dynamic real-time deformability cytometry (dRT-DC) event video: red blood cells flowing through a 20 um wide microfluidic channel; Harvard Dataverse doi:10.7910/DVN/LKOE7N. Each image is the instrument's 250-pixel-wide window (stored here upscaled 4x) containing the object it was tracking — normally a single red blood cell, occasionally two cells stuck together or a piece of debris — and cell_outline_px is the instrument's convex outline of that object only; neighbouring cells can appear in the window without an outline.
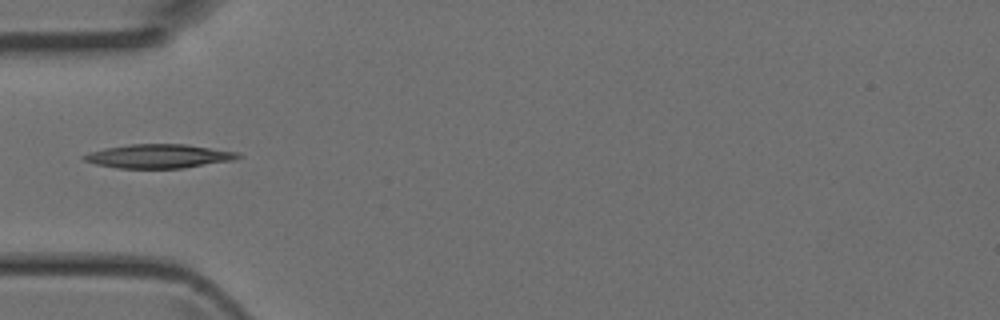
{"species": "Egyptian fruit bat (a non-hibernating species)", "species_latin": "Rousettus aegyptiacus", "temperature_condition": "room temperature", "stored_images_in_passage": 2, "camera_frame_rate_fps": 3000, "um_per_image_px": 0.085, "animal": {"sex": "female"}, "frame": {"image": 1, "passage_image": 1, "time_ms": 0.0, "image_size_px": [1000, 320], "cell_outline_px": [[244, 156], [232, 160], [184, 168], [116, 168], [96, 164], [84, 160], [80, 156], [88, 152], [104, 148], [128, 144], [184, 144], [240, 152]], "centroid_in_image_um": [13.48, 13.27], "position_along_channel_um": 71.5, "area_um2": 21.56}}
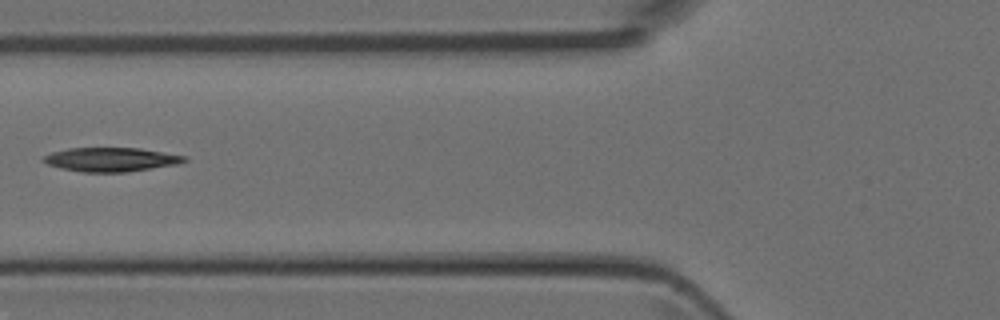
{"frame": {"image": 2, "passage_image": 2, "time_ms": 0.333, "image_size_px": [1000, 320], "cell_outline_px": [[188, 160], [176, 164], [152, 168], [124, 172], [84, 172], [64, 168], [48, 164], [40, 160], [44, 156], [52, 152], [68, 148], [140, 148], [188, 156]], "centroid_in_image_um": [9.46, 13.55], "position_along_channel_um": 116.3, "area_um2": 19.54}}